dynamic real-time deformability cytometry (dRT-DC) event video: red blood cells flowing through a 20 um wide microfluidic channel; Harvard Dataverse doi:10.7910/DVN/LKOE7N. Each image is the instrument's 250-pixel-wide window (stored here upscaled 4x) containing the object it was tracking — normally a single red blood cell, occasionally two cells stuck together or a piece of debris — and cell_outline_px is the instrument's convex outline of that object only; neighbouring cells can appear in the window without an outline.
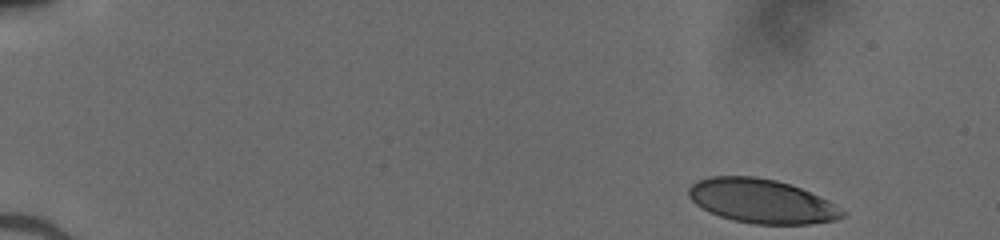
{"species": "human", "species_latin": "Homo sapiens", "temperature_condition": "cold", "stored_images_in_passage": 37, "camera_frame_rate_fps": 3000, "um_per_image_px": 0.085, "donor": {"sex": "male"}, "frame": {"image": 1, "passage_image": 1, "time_ms": 0.0, "image_size_px": [1000, 240], "cell_outline_px": [[844, 216], [836, 220], [808, 224], [752, 224], [732, 220], [720, 216], [696, 204], [688, 196], [688, 188], [692, 184], [700, 180], [712, 176], [756, 176], [776, 180], [800, 188], [820, 196], [828, 200], [844, 212]], "centroid_in_image_um": [64.74, 17.09], "position_along_channel_um": 20.3, "area_um2": 39.19}}
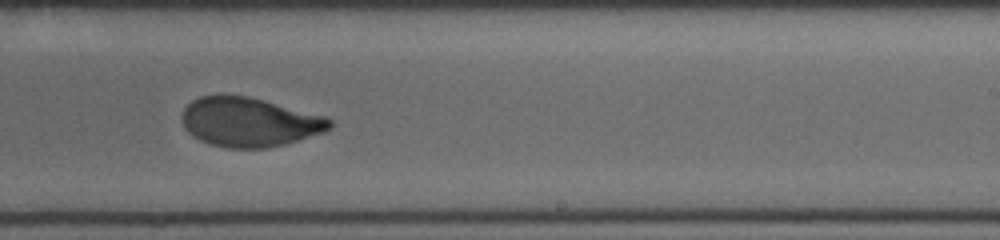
{"frame": {"image": 2, "passage_image": 21, "time_ms": 6.667, "image_size_px": [1000, 240], "cell_outline_px": [[332, 124], [324, 132], [284, 144], [268, 148], [228, 148], [208, 144], [192, 136], [184, 128], [180, 116], [184, 108], [192, 100], [200, 96], [248, 96], [264, 100], [324, 116], [332, 120]], "centroid_in_image_um": [21.14, 10.39], "position_along_channel_um": 267.9, "area_um2": 42.19}}
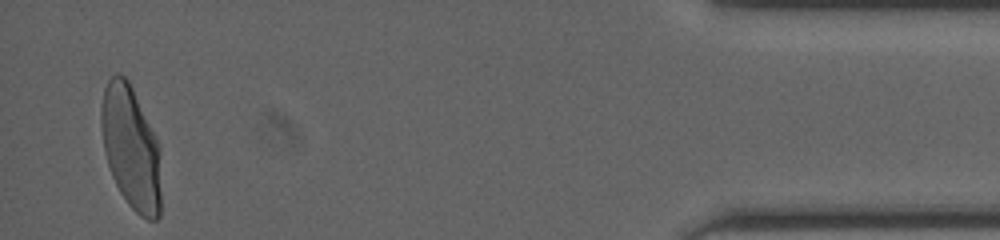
{"frame": {"image": 3, "passage_image": 36, "time_ms": 11.667, "image_size_px": [1000, 240], "cell_outline_px": [[160, 216], [156, 220], [148, 220], [140, 216], [128, 204], [120, 192], [112, 176], [104, 152], [100, 124], [100, 112], [104, 88], [108, 80], [116, 72], [120, 72], [128, 80], [132, 88], [160, 148]], "centroid_in_image_um": [11.11, 12.57], "position_along_channel_um": 424.1, "area_um2": 42.89}}